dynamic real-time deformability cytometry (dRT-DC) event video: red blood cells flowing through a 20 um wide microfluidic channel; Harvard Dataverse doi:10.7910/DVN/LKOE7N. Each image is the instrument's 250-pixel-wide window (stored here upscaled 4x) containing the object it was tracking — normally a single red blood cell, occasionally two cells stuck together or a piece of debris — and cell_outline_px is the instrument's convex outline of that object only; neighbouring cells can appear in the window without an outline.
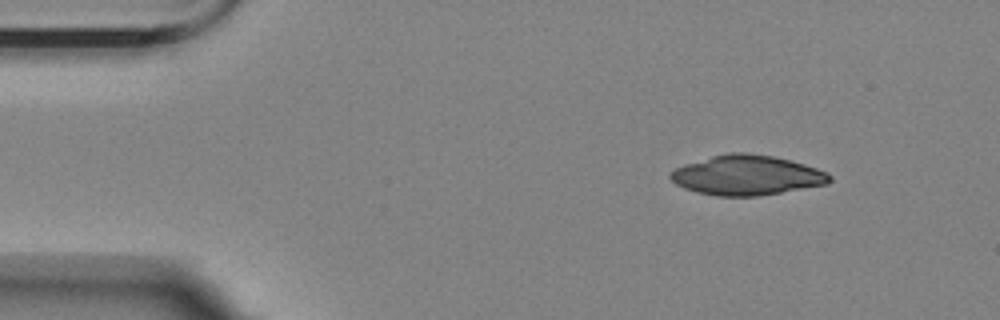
{"species": "Egyptian fruit bat (a non-hibernating species)", "species_latin": "Rousettus aegyptiacus", "temperature_condition": "room temperature", "stored_images_in_passage": 5, "camera_frame_rate_fps": 3000, "um_per_image_px": 0.085, "animal": {"sex": "female"}, "frame": {"image": 1, "passage_image": 1, "time_ms": 0.0, "image_size_px": [1000, 320], "cell_outline_px": [[832, 180], [828, 184], [760, 196], [716, 196], [696, 192], [684, 188], [676, 184], [668, 176], [668, 172], [684, 164], [712, 156], [728, 152], [744, 152], [772, 156], [804, 164], [828, 172], [832, 176]], "centroid_in_image_um": [63.47, 14.9], "position_along_channel_um": 21.5, "area_um2": 37.11}}